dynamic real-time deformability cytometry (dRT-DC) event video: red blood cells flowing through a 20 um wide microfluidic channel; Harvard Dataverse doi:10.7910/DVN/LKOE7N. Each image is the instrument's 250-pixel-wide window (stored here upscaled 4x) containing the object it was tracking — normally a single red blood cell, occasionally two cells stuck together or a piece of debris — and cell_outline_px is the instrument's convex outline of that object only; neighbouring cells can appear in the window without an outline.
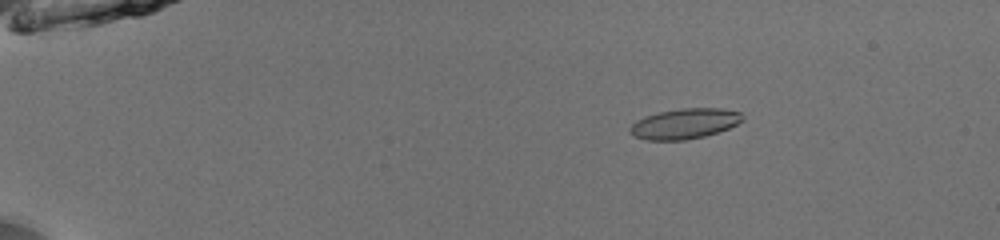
{"species": "common noctule bat (a hibernating species)", "species_latin": "Nyctalus noctula", "temperature_condition": "room temperature", "stored_images_in_passage": 49, "camera_frame_rate_fps": 3000, "um_per_image_px": 0.085, "animal": {"sex": "male", "body_mass_g": 13.0, "forearm_length_mm": 53.1}, "frame": {"image": 1, "passage_image": 6, "time_ms": 1.667, "image_size_px": [1000, 240], "cell_outline_px": [[744, 120], [728, 128], [704, 136], [684, 140], [644, 140], [636, 136], [628, 128], [636, 120], [644, 116], [660, 112], [680, 108], [724, 108], [740, 112], [744, 116]], "centroid_in_image_um": [58.2, 10.5], "position_along_channel_um": 26.8, "area_um2": 19.83}}
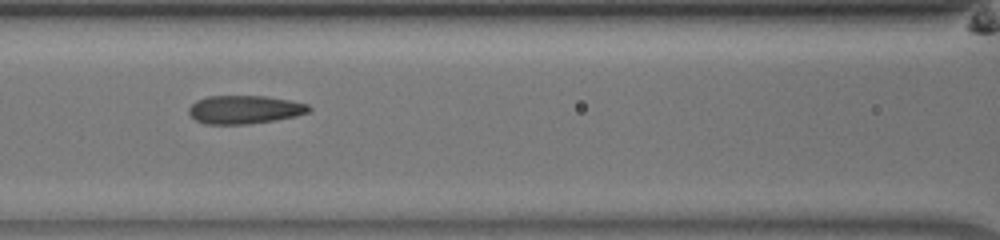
{"frame": {"image": 2, "passage_image": 22, "time_ms": 7.0, "image_size_px": [1000, 240], "cell_outline_px": [[312, 108], [308, 112], [296, 116], [248, 124], [204, 124], [196, 120], [188, 112], [188, 108], [196, 100], [208, 96], [264, 96], [288, 100], [308, 104]], "centroid_in_image_um": [20.76, 9.31], "position_along_channel_um": 145.8, "area_um2": 19.71}}
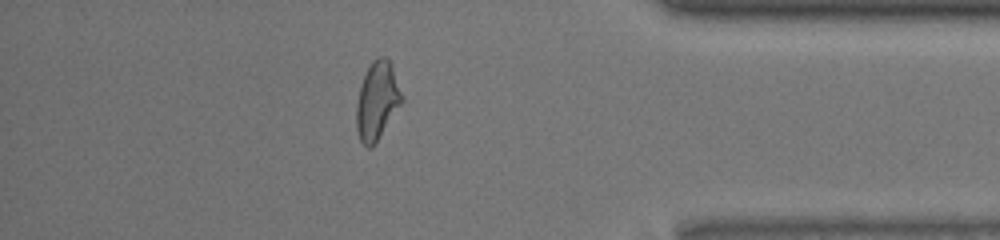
{"frame": {"image": 3, "passage_image": 43, "time_ms": 14.0, "image_size_px": [1000, 240], "cell_outline_px": [[404, 100], [372, 148], [368, 148], [360, 140], [356, 128], [356, 104], [360, 88], [364, 76], [372, 60], [376, 56], [384, 56], [392, 64], [404, 96]], "centroid_in_image_um": [32.08, 8.54], "position_along_channel_um": 403.1, "area_um2": 20.75}, "authors_computed_cell_mechanics": {"area_um2": 19.8254, "velocity_mm_per_s": 3.9693, "shape_relaxation_time_tau1_ms": 5.5524, "shape_relaxation_time_tau2_ms": 1.8028, "deformation_change_tau1": 0.1946, "deformation_change_tau2": 0.0674}}